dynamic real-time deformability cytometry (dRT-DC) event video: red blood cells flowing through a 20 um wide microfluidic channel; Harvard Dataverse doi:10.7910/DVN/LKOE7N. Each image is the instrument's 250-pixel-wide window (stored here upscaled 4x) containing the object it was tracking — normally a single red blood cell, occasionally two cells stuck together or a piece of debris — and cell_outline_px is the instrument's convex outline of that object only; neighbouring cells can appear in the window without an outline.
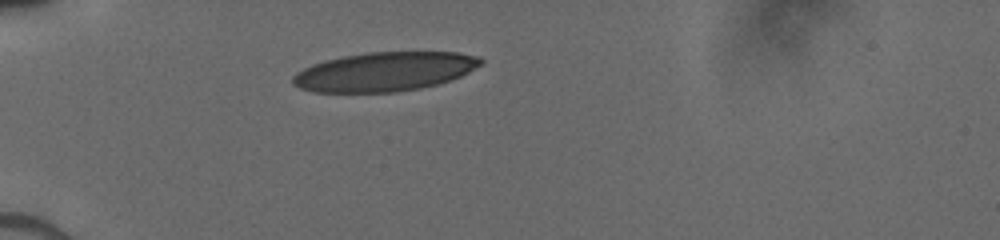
{"species": "human", "species_latin": "Homo sapiens", "temperature_condition": "cold", "stored_images_in_passage": 30, "camera_frame_rate_fps": 3000, "um_per_image_px": 0.085, "donor": {"sex": "male"}, "frame": {"image": 1, "passage_image": 1, "time_ms": 0.0, "image_size_px": [1000, 240], "cell_outline_px": [[484, 64], [460, 76], [436, 84], [420, 88], [396, 92], [312, 92], [300, 88], [292, 84], [292, 76], [296, 72], [312, 64], [324, 60], [344, 56], [368, 52], [456, 52], [480, 56], [484, 60]], "centroid_in_image_um": [32.68, 6.08], "position_along_channel_um": 52.3, "area_um2": 42.95}}
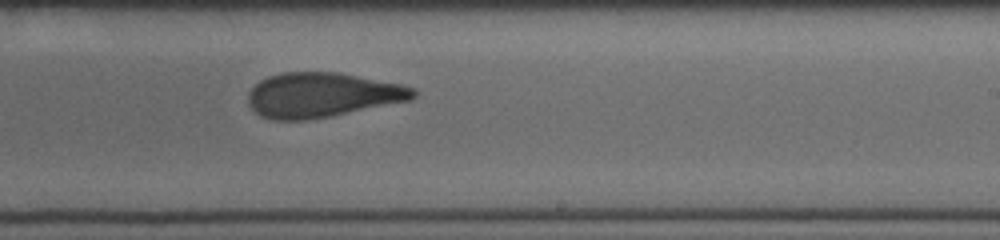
{"frame": {"image": 2, "passage_image": 18, "time_ms": 5.667, "image_size_px": [1000, 240], "cell_outline_px": [[416, 96], [412, 100], [332, 116], [304, 120], [272, 120], [260, 116], [248, 104], [248, 92], [260, 80], [268, 76], [284, 72], [336, 72], [400, 84], [416, 88]], "centroid_in_image_um": [27.38, 8.08], "position_along_channel_um": 261.6, "area_um2": 43.06}}
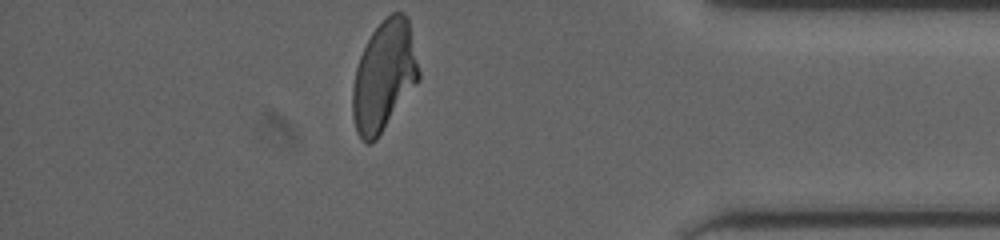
{"frame": {"image": 3, "passage_image": 30, "time_ms": 9.667, "image_size_px": [1000, 240], "cell_outline_px": [[420, 80], [376, 140], [372, 144], [368, 144], [356, 132], [352, 116], [352, 88], [356, 68], [360, 56], [372, 32], [392, 12], [404, 12], [408, 16], [420, 72]], "centroid_in_image_um": [32.65, 6.48], "position_along_channel_um": 402.6, "area_um2": 42.48}}